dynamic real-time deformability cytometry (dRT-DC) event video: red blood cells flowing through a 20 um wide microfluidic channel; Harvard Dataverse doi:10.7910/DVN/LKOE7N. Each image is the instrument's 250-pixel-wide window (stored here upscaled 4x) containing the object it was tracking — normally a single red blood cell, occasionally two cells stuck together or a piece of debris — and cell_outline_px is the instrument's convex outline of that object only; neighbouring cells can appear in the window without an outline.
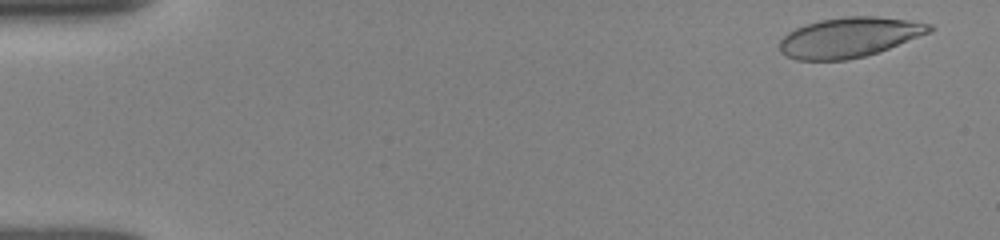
{"species": "human", "species_latin": "Homo sapiens", "temperature_condition": "room temperature", "stored_images_in_passage": 52, "camera_frame_rate_fps": 3000, "um_per_image_px": 0.085, "donor": {"sex": "female"}, "frame": {"image": 1, "passage_image": 3, "time_ms": 0.667, "image_size_px": [1000, 240], "cell_outline_px": [[936, 28], [932, 32], [888, 48], [864, 56], [848, 60], [796, 60], [780, 52], [780, 40], [788, 32], [796, 28], [820, 20], [844, 16], [876, 16], [908, 20], [932, 24]], "centroid_in_image_um": [72.21, 3.17], "position_along_channel_um": 12.8, "area_um2": 34.8}}
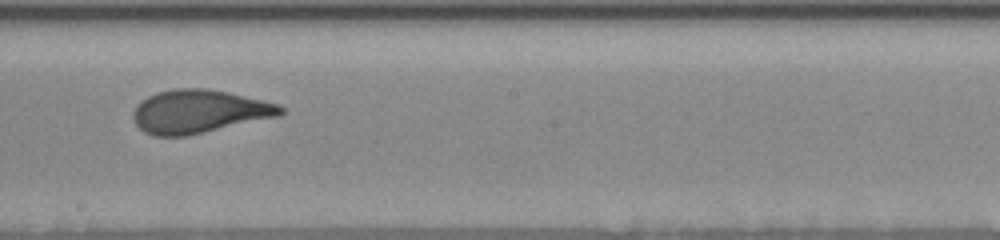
{"frame": {"image": 2, "passage_image": 30, "time_ms": 9.667, "image_size_px": [1000, 240], "cell_outline_px": [[284, 112], [280, 116], [188, 136], [152, 136], [144, 132], [136, 124], [132, 116], [132, 112], [136, 104], [148, 96], [156, 92], [176, 88], [208, 88], [228, 92], [280, 104], [284, 108]], "centroid_in_image_um": [16.91, 9.48], "position_along_channel_um": 231.3, "area_um2": 37.57}}
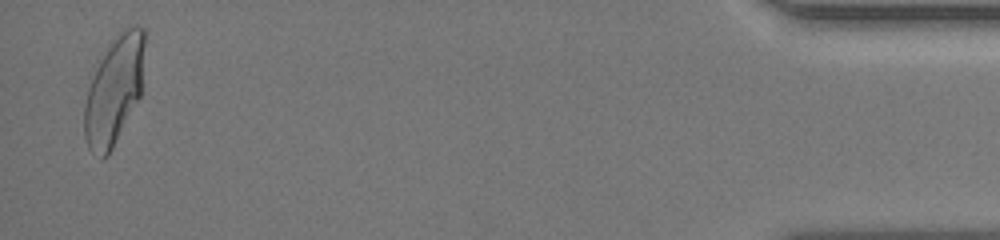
{"frame": {"image": 3, "passage_image": 51, "time_ms": 16.667, "image_size_px": [1000, 240], "cell_outline_px": [[144, 44], [140, 96], [108, 156], [104, 160], [100, 160], [88, 148], [84, 136], [84, 104], [88, 88], [96, 68], [100, 60], [108, 48], [120, 32], [136, 24], [144, 28]], "centroid_in_image_um": [9.68, 7.75], "position_along_channel_um": 425.5, "area_um2": 37.34}, "authors_computed_cell_mechanics": {"area_um2": 36.8186, "velocity_mm_per_s": 3.8886, "shape_relaxation_time_tau1_ms": 3.9984, "shape_relaxation_time_tau2_ms": 0.6763, "deformation_change_tau1": 0.1784, "deformation_change_tau2": 0.0585}}